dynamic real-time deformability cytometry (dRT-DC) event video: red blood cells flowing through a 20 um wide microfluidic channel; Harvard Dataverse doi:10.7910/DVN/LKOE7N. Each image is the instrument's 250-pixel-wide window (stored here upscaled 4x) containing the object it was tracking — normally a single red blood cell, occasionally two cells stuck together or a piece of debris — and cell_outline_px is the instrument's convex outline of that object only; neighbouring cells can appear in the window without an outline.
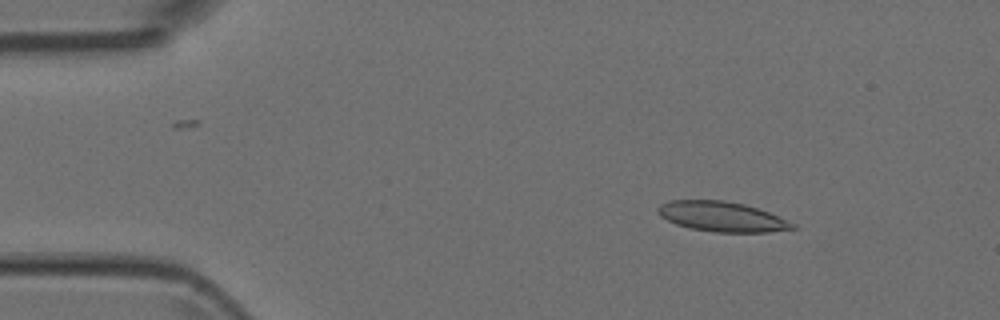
{"species": "Egyptian fruit bat (a non-hibernating species)", "species_latin": "Rousettus aegyptiacus", "temperature_condition": "room temperature", "stored_images_in_passage": 50, "camera_frame_rate_fps": 3000, "um_per_image_px": 0.085, "animal": {"sex": "female"}, "frame": {"image": 1, "passage_image": 6, "time_ms": 1.667, "image_size_px": [1000, 320], "cell_outline_px": [[800, 228], [768, 232], [716, 232], [692, 228], [676, 224], [660, 216], [656, 212], [656, 208], [660, 204], [668, 200], [724, 200], [744, 204], [768, 212], [796, 224]], "centroid_in_image_um": [61.35, 18.41], "position_along_channel_um": 23.6, "area_um2": 23.52}}
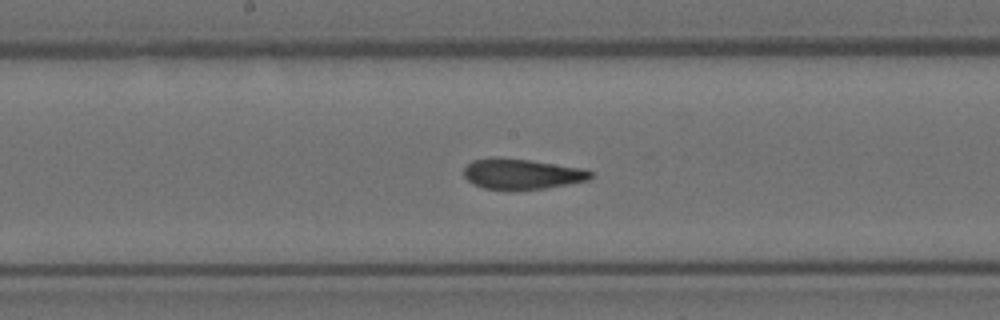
{"frame": {"image": 2, "passage_image": 25, "time_ms": 8.0, "image_size_px": [1000, 320], "cell_outline_px": [[596, 176], [588, 180], [544, 188], [484, 188], [472, 184], [464, 176], [464, 168], [472, 160], [488, 156], [496, 156], [528, 160], [584, 168], [592, 172]], "centroid_in_image_um": [44.34, 14.75], "position_along_channel_um": 203.9, "area_um2": 22.31}}
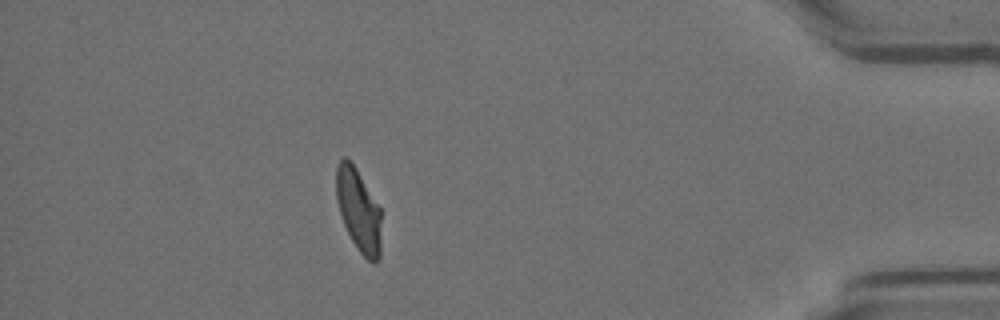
{"frame": {"image": 3, "passage_image": 44, "time_ms": 14.333, "image_size_px": [1000, 320], "cell_outline_px": [[380, 260], [372, 264], [356, 248], [344, 224], [336, 200], [336, 164], [344, 156], [348, 156], [356, 168], [380, 208]], "centroid_in_image_um": [30.46, 17.85], "position_along_channel_um": 404.7, "area_um2": 21.73}}